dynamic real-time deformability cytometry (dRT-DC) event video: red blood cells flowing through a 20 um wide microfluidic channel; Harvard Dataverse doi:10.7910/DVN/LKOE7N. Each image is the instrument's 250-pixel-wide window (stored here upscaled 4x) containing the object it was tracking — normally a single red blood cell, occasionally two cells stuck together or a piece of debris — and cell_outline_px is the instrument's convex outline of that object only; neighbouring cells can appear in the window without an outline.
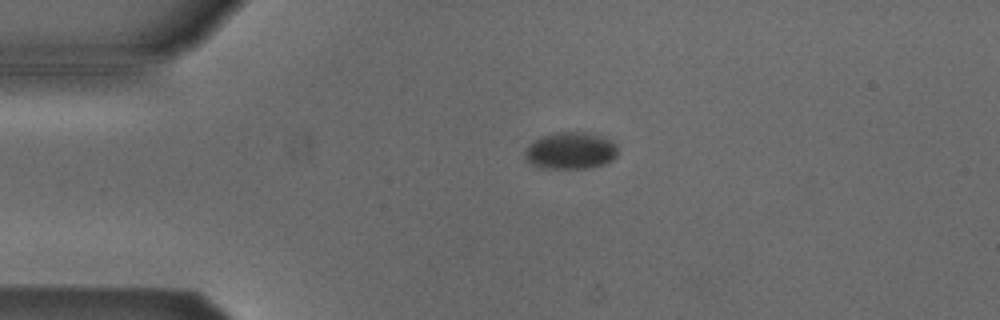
{"species": "Egyptian fruit bat (a non-hibernating species)", "species_latin": "Rousettus aegyptiacus", "temperature_condition": "cold", "stored_images_in_passage": 5, "camera_frame_rate_fps": 3000, "um_per_image_px": 0.085, "animal": {"sex": "male"}, "frame": {"image": 1, "passage_image": 5, "time_ms": 5.0, "image_size_px": [1000, 320], "cell_outline_px": [[616, 156], [612, 160], [604, 164], [592, 168], [540, 168], [532, 164], [524, 156], [524, 148], [528, 144], [540, 136], [556, 132], [584, 132], [600, 136], [616, 144]], "centroid_in_image_um": [48.45, 12.81], "position_along_channel_um": 36.6, "area_um2": 20.06}}